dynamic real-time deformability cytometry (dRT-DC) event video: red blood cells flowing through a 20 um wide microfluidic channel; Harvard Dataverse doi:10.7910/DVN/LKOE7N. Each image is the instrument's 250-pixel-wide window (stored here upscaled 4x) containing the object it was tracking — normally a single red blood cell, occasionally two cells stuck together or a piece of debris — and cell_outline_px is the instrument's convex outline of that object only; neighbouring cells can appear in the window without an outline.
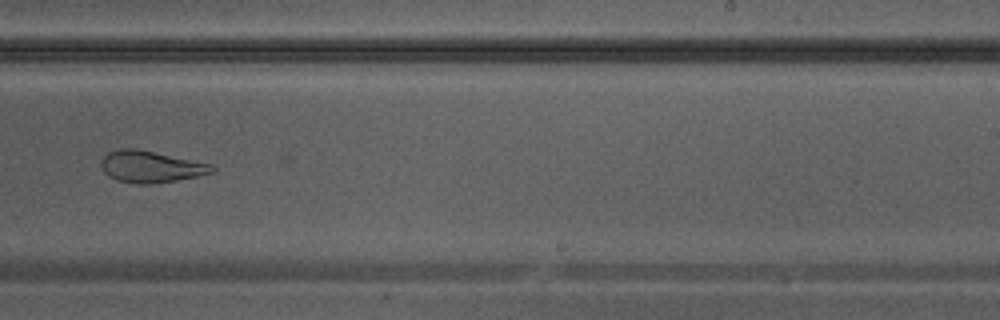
{"species": "Egyptian fruit bat (a non-hibernating species)", "species_latin": "Rousettus aegyptiacus", "temperature_condition": "warm", "stored_images_in_passage": 33, "camera_frame_rate_fps": 3000, "um_per_image_px": 0.085, "animal": {"sex": "male"}, "frame": {"image": 1, "passage_image": 19, "time_ms": 6.0, "image_size_px": [1000, 320], "cell_outline_px": [[216, 172], [176, 180], [152, 184], [136, 184], [116, 180], [108, 176], [104, 172], [100, 164], [100, 160], [108, 152], [120, 148], [136, 148], [212, 164], [216, 168]], "centroid_in_image_um": [12.8, 14.17], "position_along_channel_um": 276.2, "area_um2": 20.58}}
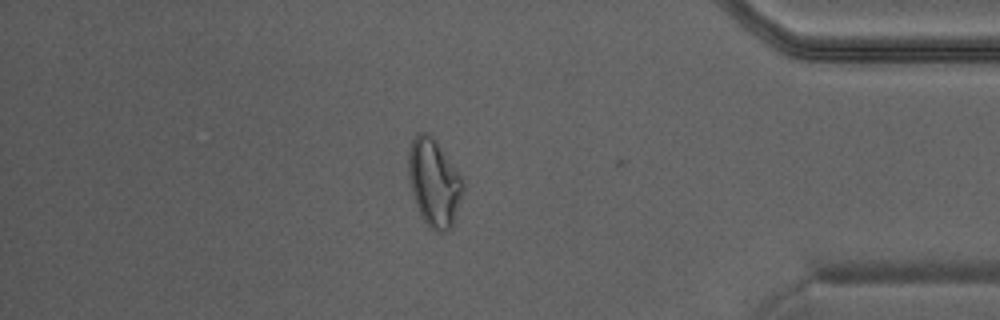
{"frame": {"image": 2, "passage_image": 28, "time_ms": 9.0, "image_size_px": [1000, 320], "cell_outline_px": [[464, 192], [452, 228], [444, 232], [436, 232], [428, 228], [412, 196], [408, 180], [408, 152], [412, 140], [420, 132], [424, 132], [432, 136], [436, 140], [460, 176], [464, 188]], "centroid_in_image_um": [36.88, 15.57], "position_along_channel_um": 398.3, "area_um2": 27.86}}